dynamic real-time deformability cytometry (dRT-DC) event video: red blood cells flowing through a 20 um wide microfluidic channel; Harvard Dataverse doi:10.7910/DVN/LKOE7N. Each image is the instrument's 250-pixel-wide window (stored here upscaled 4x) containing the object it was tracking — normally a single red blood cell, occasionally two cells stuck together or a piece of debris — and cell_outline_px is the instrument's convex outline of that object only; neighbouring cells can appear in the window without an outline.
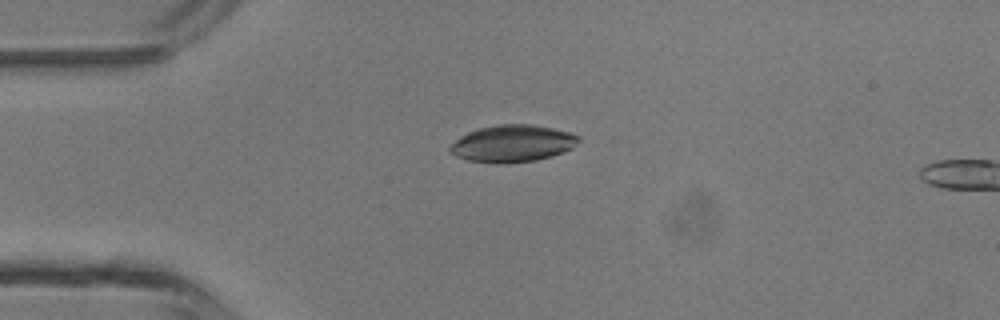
{"species": "common noctule bat (a hibernating species)", "species_latin": "Nyctalus noctula", "temperature_condition": "room temperature", "stored_images_in_passage": 4, "camera_frame_rate_fps": 3000, "um_per_image_px": 0.085, "animal": {"sex": "male", "body_mass_g": 13.3}, "frame": {"image": 1, "passage_image": 3, "time_ms": 0.667, "image_size_px": [1000, 320], "cell_outline_px": [[580, 140], [572, 148], [564, 152], [552, 156], [536, 160], [468, 160], [456, 156], [448, 152], [448, 148], [460, 136], [468, 132], [480, 128], [500, 124], [532, 124], [552, 128], [568, 132], [580, 136]], "centroid_in_image_um": [43.59, 12.15], "position_along_channel_um": 41.4, "area_um2": 26.76}}